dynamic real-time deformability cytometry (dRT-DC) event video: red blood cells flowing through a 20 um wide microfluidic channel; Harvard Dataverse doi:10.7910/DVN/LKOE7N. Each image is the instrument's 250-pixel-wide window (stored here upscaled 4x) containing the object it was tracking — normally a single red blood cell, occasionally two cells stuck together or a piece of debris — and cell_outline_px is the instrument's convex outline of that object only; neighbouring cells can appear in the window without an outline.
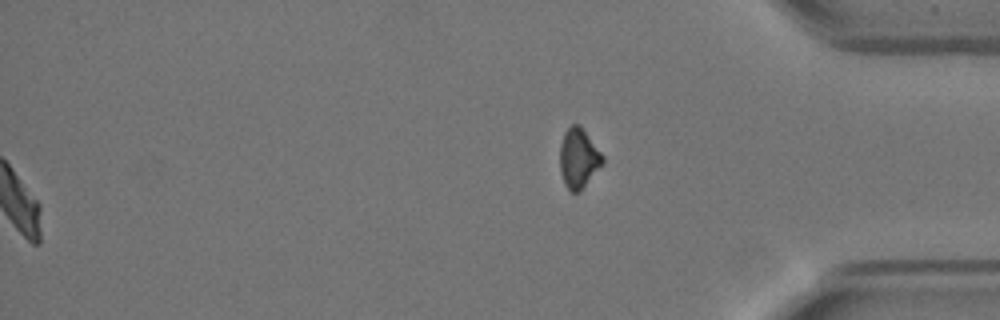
{"species": "Egyptian fruit bat (a non-hibernating species)", "species_latin": "Rousettus aegyptiacus", "temperature_condition": "warm", "stored_images_in_passage": 53, "segment_of_instrument_passage": [2, 2], "camera_frame_rate_fps": 3000, "um_per_image_px": 0.085, "animal": {"sex": "female"}, "frame": {"image": 1, "passage_image": 53, "time_ms": 17.333, "image_size_px": [1000, 320], "cell_outline_px": [[604, 164], [580, 192], [572, 192], [564, 184], [560, 172], [560, 144], [564, 132], [572, 124], [580, 124], [604, 156]], "centroid_in_image_um": [49.19, 13.46], "position_along_channel_um": 386.0, "area_um2": 15.14}}